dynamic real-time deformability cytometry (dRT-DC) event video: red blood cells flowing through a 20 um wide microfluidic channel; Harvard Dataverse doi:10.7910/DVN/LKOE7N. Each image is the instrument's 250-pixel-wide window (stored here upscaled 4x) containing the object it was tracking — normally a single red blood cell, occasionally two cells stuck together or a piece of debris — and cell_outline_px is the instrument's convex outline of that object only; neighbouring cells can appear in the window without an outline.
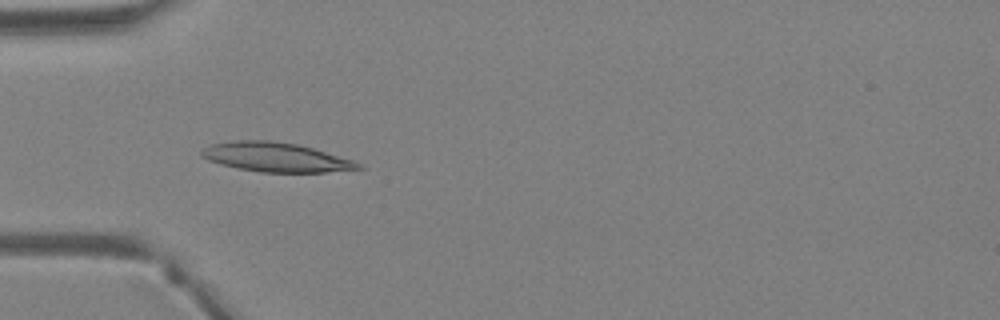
{"species": "Egyptian fruit bat (a non-hibernating species)", "species_latin": "Rousettus aegyptiacus", "temperature_condition": "warm", "stored_images_in_passage": 39, "camera_frame_rate_fps": 3000, "um_per_image_px": 0.085, "animal": {"sex": "female"}, "frame": {"image": 1, "passage_image": 12, "time_ms": 3.667, "image_size_px": [1000, 320], "cell_outline_px": [[364, 168], [324, 172], [260, 172], [220, 164], [208, 160], [200, 156], [200, 152], [204, 148], [212, 144], [232, 140], [272, 140], [296, 144], [312, 148], [352, 160], [360, 164]], "centroid_in_image_um": [23.39, 13.35], "position_along_channel_um": 61.6, "area_um2": 26.47}}
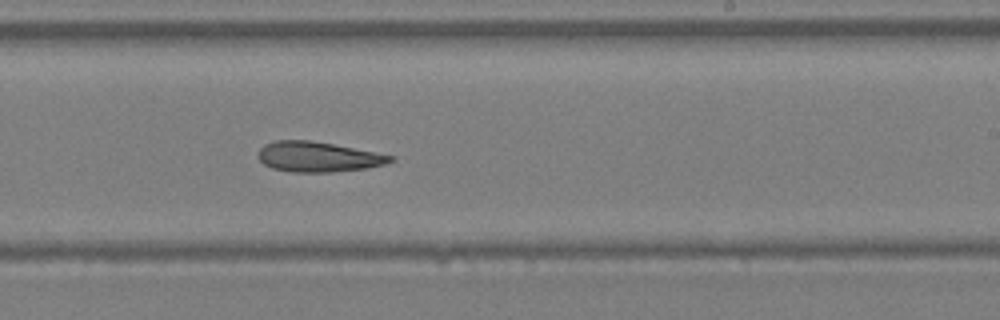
{"frame": {"image": 2, "passage_image": 24, "time_ms": 7.667, "image_size_px": [1000, 320], "cell_outline_px": [[396, 160], [384, 164], [364, 168], [332, 172], [292, 172], [272, 168], [264, 164], [256, 156], [256, 152], [264, 144], [272, 140], [308, 140], [332, 144], [396, 156]], "centroid_in_image_um": [26.99, 13.32], "position_along_channel_um": 262.0, "area_um2": 23.29}}
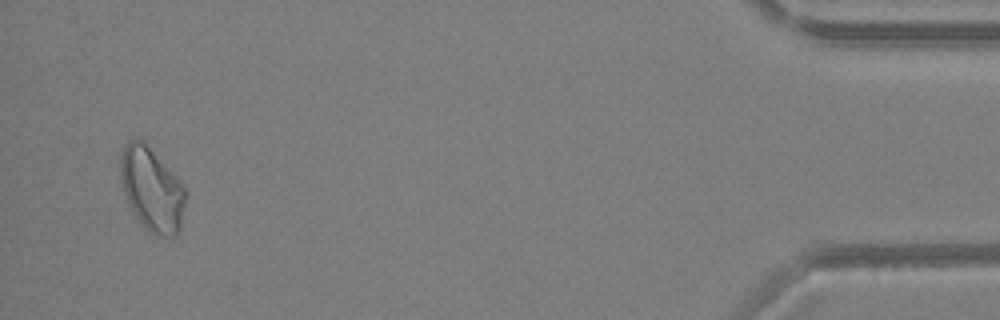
{"frame": {"image": 3, "passage_image": 38, "time_ms": 12.333, "image_size_px": [1000, 320], "cell_outline_px": [[188, 192], [180, 228], [176, 236], [164, 236], [148, 228], [132, 212], [124, 192], [120, 180], [120, 156], [128, 140], [144, 140], [176, 176]], "centroid_in_image_um": [12.92, 16.05], "position_along_channel_um": 422.3, "area_um2": 31.39}}